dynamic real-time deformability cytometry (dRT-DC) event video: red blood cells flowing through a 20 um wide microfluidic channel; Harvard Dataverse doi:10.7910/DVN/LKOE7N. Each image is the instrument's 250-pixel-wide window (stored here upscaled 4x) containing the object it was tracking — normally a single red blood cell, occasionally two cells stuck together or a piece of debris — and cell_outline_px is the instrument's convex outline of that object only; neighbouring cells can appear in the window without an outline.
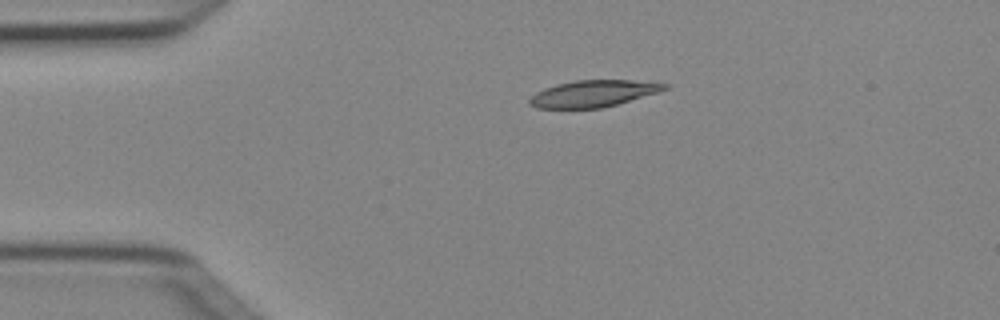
{"species": "Egyptian fruit bat (a non-hibernating species)", "species_latin": "Rousettus aegyptiacus", "temperature_condition": "cold", "stored_images_in_passage": 3, "camera_frame_rate_fps": 3000, "um_per_image_px": 0.085, "animal": {"sex": "female"}, "frame": {"image": 1, "passage_image": 2, "time_ms": 0.333, "image_size_px": [1000, 320], "cell_outline_px": [[668, 88], [660, 92], [616, 104], [600, 108], [536, 108], [528, 104], [528, 100], [536, 92], [544, 88], [556, 84], [576, 80], [632, 80], [668, 84]], "centroid_in_image_um": [50.4, 7.95], "position_along_channel_um": 34.6, "area_um2": 20.92}}